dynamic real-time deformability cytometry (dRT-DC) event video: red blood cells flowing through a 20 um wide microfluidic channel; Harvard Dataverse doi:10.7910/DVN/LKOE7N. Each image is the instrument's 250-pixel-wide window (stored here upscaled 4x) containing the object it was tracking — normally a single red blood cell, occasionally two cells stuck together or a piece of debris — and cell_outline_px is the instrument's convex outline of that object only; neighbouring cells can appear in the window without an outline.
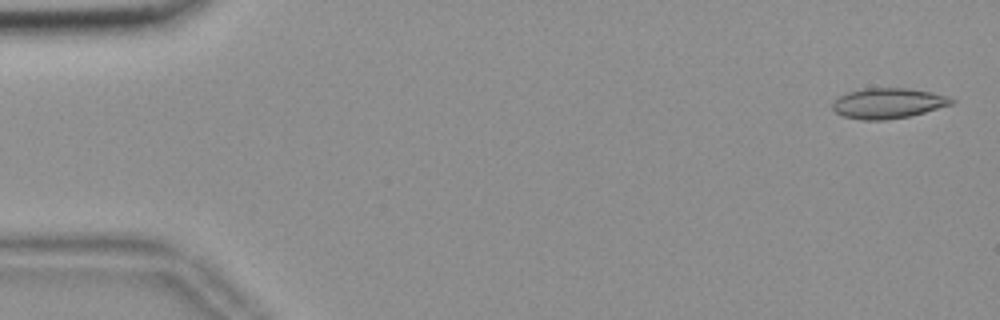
{"species": "common noctule bat (a hibernating species)", "species_latin": "Nyctalus noctula", "temperature_condition": "room temperature", "stored_images_in_passage": 56, "camera_frame_rate_fps": 3000, "um_per_image_px": 0.085, "animal": {"sex": "female", "body_mass_g": 18.4}, "frame": {"image": 1, "passage_image": 2, "time_ms": 0.333, "image_size_px": [1000, 320], "cell_outline_px": [[956, 100], [952, 104], [924, 112], [908, 116], [884, 120], [860, 120], [844, 116], [836, 112], [832, 108], [832, 104], [840, 96], [848, 92], [864, 88], [908, 88], [932, 92], [948, 96]], "centroid_in_image_um": [75.49, 8.77], "position_along_channel_um": 9.5, "area_um2": 20.92}}
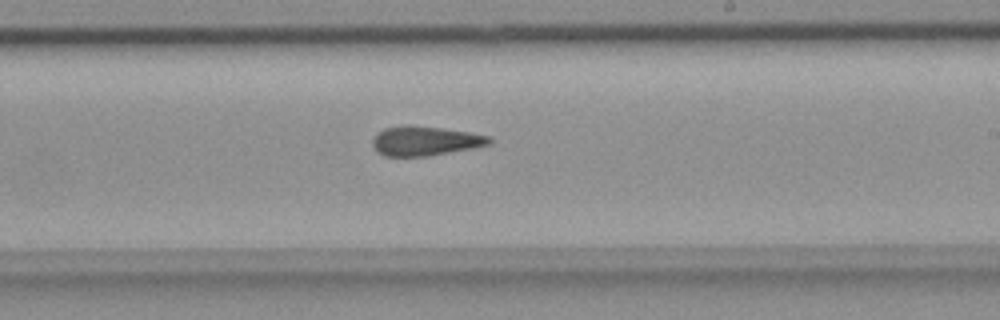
{"frame": {"image": 2, "passage_image": 33, "time_ms": 10.667, "image_size_px": [1000, 320], "cell_outline_px": [[492, 140], [488, 144], [428, 156], [384, 156], [376, 152], [372, 148], [372, 140], [376, 132], [384, 128], [404, 124], [412, 124], [468, 132], [488, 136]], "centroid_in_image_um": [36.0, 11.96], "position_along_channel_um": 253.0, "area_um2": 20.0}}
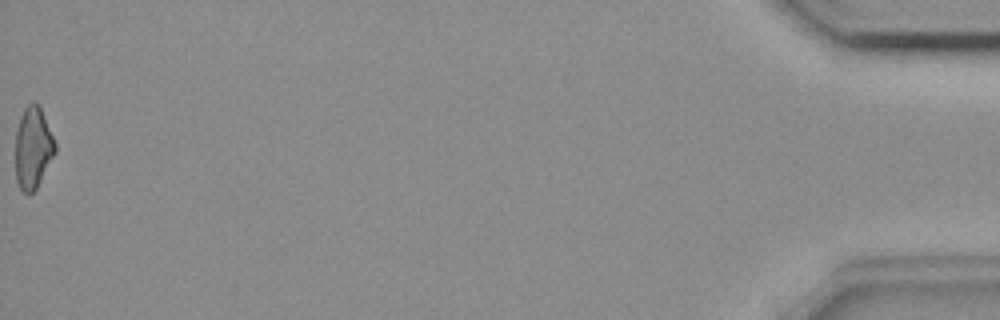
{"frame": {"image": 3, "passage_image": 56, "time_ms": 18.333, "image_size_px": [1000, 320], "cell_outline_px": [[56, 152], [36, 188], [32, 192], [24, 192], [20, 188], [16, 180], [16, 132], [20, 116], [24, 108], [28, 104], [36, 100], [40, 104], [56, 144]], "centroid_in_image_um": [2.81, 12.5], "position_along_channel_um": 432.4, "area_um2": 18.9}, "authors_computed_cell_mechanics": {"area_um2": 20.23, "velocity_mm_per_s": 3.6597, "shape_relaxation_time_tau1_ms": null, "shape_relaxation_time_tau2_ms": 4.1645, "deformation_change_tau1": null, "deformation_change_tau2": 0.1331}}